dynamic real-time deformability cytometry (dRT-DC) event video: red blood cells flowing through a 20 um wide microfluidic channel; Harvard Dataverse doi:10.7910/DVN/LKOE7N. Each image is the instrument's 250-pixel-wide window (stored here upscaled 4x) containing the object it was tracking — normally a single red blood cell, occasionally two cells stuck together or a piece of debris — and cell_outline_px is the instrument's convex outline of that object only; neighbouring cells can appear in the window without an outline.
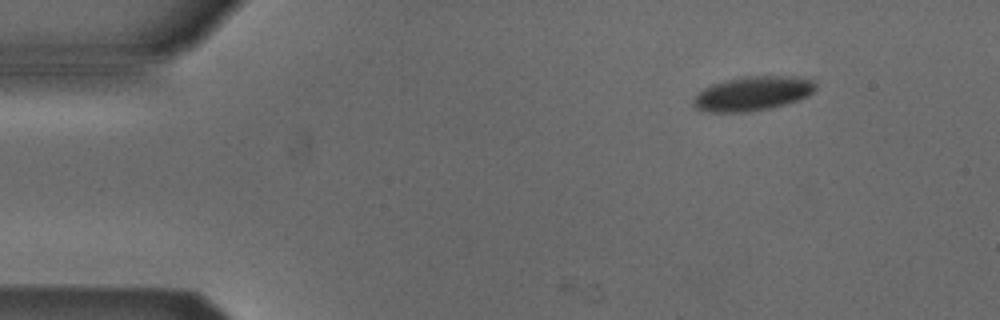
{"species": "Egyptian fruit bat (a non-hibernating species)", "species_latin": "Rousettus aegyptiacus", "temperature_condition": "cold", "stored_images_in_passage": 4, "camera_frame_rate_fps": 3000, "um_per_image_px": 0.085, "animal": {"sex": "male"}, "frame": {"image": 1, "passage_image": 1, "time_ms": 0.0, "image_size_px": [1000, 320], "cell_outline_px": [[816, 88], [808, 96], [784, 104], [768, 108], [744, 112], [708, 112], [696, 108], [692, 104], [692, 100], [696, 92], [712, 84], [724, 80], [744, 76], [796, 76], [812, 80], [816, 84]], "centroid_in_image_um": [63.93, 7.94], "position_along_channel_um": 21.1, "area_um2": 24.45}}